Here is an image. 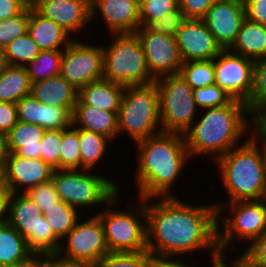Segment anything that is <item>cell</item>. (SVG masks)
Segmentation results:
<instances>
[{"label": "cell", "mask_w": 266, "mask_h": 267, "mask_svg": "<svg viewBox=\"0 0 266 267\" xmlns=\"http://www.w3.org/2000/svg\"><path fill=\"white\" fill-rule=\"evenodd\" d=\"M62 54L63 50H41L25 67L31 83L60 75Z\"/></svg>", "instance_id": "30"}, {"label": "cell", "mask_w": 266, "mask_h": 267, "mask_svg": "<svg viewBox=\"0 0 266 267\" xmlns=\"http://www.w3.org/2000/svg\"><path fill=\"white\" fill-rule=\"evenodd\" d=\"M245 18L243 0H216L202 20L222 49L227 50L236 41Z\"/></svg>", "instance_id": "16"}, {"label": "cell", "mask_w": 266, "mask_h": 267, "mask_svg": "<svg viewBox=\"0 0 266 267\" xmlns=\"http://www.w3.org/2000/svg\"><path fill=\"white\" fill-rule=\"evenodd\" d=\"M124 89V85L102 78L80 88L78 100L85 105L118 113Z\"/></svg>", "instance_id": "24"}, {"label": "cell", "mask_w": 266, "mask_h": 267, "mask_svg": "<svg viewBox=\"0 0 266 267\" xmlns=\"http://www.w3.org/2000/svg\"><path fill=\"white\" fill-rule=\"evenodd\" d=\"M0 267H42V264L0 265Z\"/></svg>", "instance_id": "60"}, {"label": "cell", "mask_w": 266, "mask_h": 267, "mask_svg": "<svg viewBox=\"0 0 266 267\" xmlns=\"http://www.w3.org/2000/svg\"><path fill=\"white\" fill-rule=\"evenodd\" d=\"M25 194L38 205L43 214L46 210L54 207L55 203L60 200L52 179L48 182L31 187Z\"/></svg>", "instance_id": "41"}, {"label": "cell", "mask_w": 266, "mask_h": 267, "mask_svg": "<svg viewBox=\"0 0 266 267\" xmlns=\"http://www.w3.org/2000/svg\"><path fill=\"white\" fill-rule=\"evenodd\" d=\"M90 10L91 20L100 15L109 34L135 33L141 26L137 0H90Z\"/></svg>", "instance_id": "19"}, {"label": "cell", "mask_w": 266, "mask_h": 267, "mask_svg": "<svg viewBox=\"0 0 266 267\" xmlns=\"http://www.w3.org/2000/svg\"><path fill=\"white\" fill-rule=\"evenodd\" d=\"M18 122L17 105L0 102V134L6 135Z\"/></svg>", "instance_id": "48"}, {"label": "cell", "mask_w": 266, "mask_h": 267, "mask_svg": "<svg viewBox=\"0 0 266 267\" xmlns=\"http://www.w3.org/2000/svg\"><path fill=\"white\" fill-rule=\"evenodd\" d=\"M83 218L81 217L75 227L61 240L57 255L70 261L95 264L109 253L104 228L96 214L88 219L83 215Z\"/></svg>", "instance_id": "12"}, {"label": "cell", "mask_w": 266, "mask_h": 267, "mask_svg": "<svg viewBox=\"0 0 266 267\" xmlns=\"http://www.w3.org/2000/svg\"><path fill=\"white\" fill-rule=\"evenodd\" d=\"M54 169L40 158H25L8 153L4 169L8 193H25L31 187L52 179ZM24 186V188H21ZM24 189V190H23ZM21 190V191H20Z\"/></svg>", "instance_id": "18"}, {"label": "cell", "mask_w": 266, "mask_h": 267, "mask_svg": "<svg viewBox=\"0 0 266 267\" xmlns=\"http://www.w3.org/2000/svg\"><path fill=\"white\" fill-rule=\"evenodd\" d=\"M200 111L196 118L198 121L195 120L183 134L191 159L209 155V159L215 162L241 145L240 140L243 141L255 122L247 105L238 100H233L229 105Z\"/></svg>", "instance_id": "3"}, {"label": "cell", "mask_w": 266, "mask_h": 267, "mask_svg": "<svg viewBox=\"0 0 266 267\" xmlns=\"http://www.w3.org/2000/svg\"><path fill=\"white\" fill-rule=\"evenodd\" d=\"M0 196H8V191L5 185L4 170H0Z\"/></svg>", "instance_id": "59"}, {"label": "cell", "mask_w": 266, "mask_h": 267, "mask_svg": "<svg viewBox=\"0 0 266 267\" xmlns=\"http://www.w3.org/2000/svg\"><path fill=\"white\" fill-rule=\"evenodd\" d=\"M155 83L159 93L162 131L184 134L196 120L198 111L200 113L195 103L194 89L180 74L159 77Z\"/></svg>", "instance_id": "11"}, {"label": "cell", "mask_w": 266, "mask_h": 267, "mask_svg": "<svg viewBox=\"0 0 266 267\" xmlns=\"http://www.w3.org/2000/svg\"><path fill=\"white\" fill-rule=\"evenodd\" d=\"M32 83L25 67L9 65L0 74V102L17 103L31 94Z\"/></svg>", "instance_id": "28"}, {"label": "cell", "mask_w": 266, "mask_h": 267, "mask_svg": "<svg viewBox=\"0 0 266 267\" xmlns=\"http://www.w3.org/2000/svg\"><path fill=\"white\" fill-rule=\"evenodd\" d=\"M254 60L223 50L214 59L215 84L234 100L246 103L253 84Z\"/></svg>", "instance_id": "15"}, {"label": "cell", "mask_w": 266, "mask_h": 267, "mask_svg": "<svg viewBox=\"0 0 266 267\" xmlns=\"http://www.w3.org/2000/svg\"><path fill=\"white\" fill-rule=\"evenodd\" d=\"M229 50L254 61L266 56V25L245 18L236 41Z\"/></svg>", "instance_id": "27"}, {"label": "cell", "mask_w": 266, "mask_h": 267, "mask_svg": "<svg viewBox=\"0 0 266 267\" xmlns=\"http://www.w3.org/2000/svg\"><path fill=\"white\" fill-rule=\"evenodd\" d=\"M186 19H202L216 0H178Z\"/></svg>", "instance_id": "45"}, {"label": "cell", "mask_w": 266, "mask_h": 267, "mask_svg": "<svg viewBox=\"0 0 266 267\" xmlns=\"http://www.w3.org/2000/svg\"><path fill=\"white\" fill-rule=\"evenodd\" d=\"M84 42V43H83ZM74 38L63 50L60 75L77 90L103 78V47Z\"/></svg>", "instance_id": "13"}, {"label": "cell", "mask_w": 266, "mask_h": 267, "mask_svg": "<svg viewBox=\"0 0 266 267\" xmlns=\"http://www.w3.org/2000/svg\"><path fill=\"white\" fill-rule=\"evenodd\" d=\"M18 121L36 124L42 127L44 104L29 94L22 97L17 103Z\"/></svg>", "instance_id": "43"}, {"label": "cell", "mask_w": 266, "mask_h": 267, "mask_svg": "<svg viewBox=\"0 0 266 267\" xmlns=\"http://www.w3.org/2000/svg\"><path fill=\"white\" fill-rule=\"evenodd\" d=\"M6 221L25 238L36 258L58 253L61 240L54 234L38 205L25 193H8Z\"/></svg>", "instance_id": "8"}, {"label": "cell", "mask_w": 266, "mask_h": 267, "mask_svg": "<svg viewBox=\"0 0 266 267\" xmlns=\"http://www.w3.org/2000/svg\"><path fill=\"white\" fill-rule=\"evenodd\" d=\"M30 9H24L20 14L0 20V47H5L17 37L23 36L28 31Z\"/></svg>", "instance_id": "36"}, {"label": "cell", "mask_w": 266, "mask_h": 267, "mask_svg": "<svg viewBox=\"0 0 266 267\" xmlns=\"http://www.w3.org/2000/svg\"><path fill=\"white\" fill-rule=\"evenodd\" d=\"M239 255L240 256L235 257L234 260L229 262L227 259H225L226 254H220V256L216 260H214L211 265L213 267H258L254 265L242 253H239ZM227 262H229L230 264H228Z\"/></svg>", "instance_id": "52"}, {"label": "cell", "mask_w": 266, "mask_h": 267, "mask_svg": "<svg viewBox=\"0 0 266 267\" xmlns=\"http://www.w3.org/2000/svg\"><path fill=\"white\" fill-rule=\"evenodd\" d=\"M46 220L53 229L54 234L63 238L75 227L78 220L83 217L81 213L71 205L59 200L55 206L44 213Z\"/></svg>", "instance_id": "31"}, {"label": "cell", "mask_w": 266, "mask_h": 267, "mask_svg": "<svg viewBox=\"0 0 266 267\" xmlns=\"http://www.w3.org/2000/svg\"><path fill=\"white\" fill-rule=\"evenodd\" d=\"M4 50L8 64L20 67H26L41 51L28 33L12 40L4 47Z\"/></svg>", "instance_id": "33"}, {"label": "cell", "mask_w": 266, "mask_h": 267, "mask_svg": "<svg viewBox=\"0 0 266 267\" xmlns=\"http://www.w3.org/2000/svg\"><path fill=\"white\" fill-rule=\"evenodd\" d=\"M182 258L180 256L159 255L146 250L145 267H195V265L186 263L189 259L185 261Z\"/></svg>", "instance_id": "47"}, {"label": "cell", "mask_w": 266, "mask_h": 267, "mask_svg": "<svg viewBox=\"0 0 266 267\" xmlns=\"http://www.w3.org/2000/svg\"><path fill=\"white\" fill-rule=\"evenodd\" d=\"M7 148L5 143L4 135L0 134V170L5 169L6 157H7Z\"/></svg>", "instance_id": "54"}, {"label": "cell", "mask_w": 266, "mask_h": 267, "mask_svg": "<svg viewBox=\"0 0 266 267\" xmlns=\"http://www.w3.org/2000/svg\"><path fill=\"white\" fill-rule=\"evenodd\" d=\"M222 211H228V214L221 216ZM220 219L222 220L219 221ZM221 227L224 229L221 230ZM265 230V199L223 203L217 209V246L220 254H225L227 250L232 249L230 245L234 240L247 241L248 247Z\"/></svg>", "instance_id": "10"}, {"label": "cell", "mask_w": 266, "mask_h": 267, "mask_svg": "<svg viewBox=\"0 0 266 267\" xmlns=\"http://www.w3.org/2000/svg\"><path fill=\"white\" fill-rule=\"evenodd\" d=\"M9 66L3 47H0V74Z\"/></svg>", "instance_id": "58"}, {"label": "cell", "mask_w": 266, "mask_h": 267, "mask_svg": "<svg viewBox=\"0 0 266 267\" xmlns=\"http://www.w3.org/2000/svg\"><path fill=\"white\" fill-rule=\"evenodd\" d=\"M8 196H0V225L6 222Z\"/></svg>", "instance_id": "55"}, {"label": "cell", "mask_w": 266, "mask_h": 267, "mask_svg": "<svg viewBox=\"0 0 266 267\" xmlns=\"http://www.w3.org/2000/svg\"><path fill=\"white\" fill-rule=\"evenodd\" d=\"M27 33L41 50H64L74 39L65 29L36 9L30 10Z\"/></svg>", "instance_id": "22"}, {"label": "cell", "mask_w": 266, "mask_h": 267, "mask_svg": "<svg viewBox=\"0 0 266 267\" xmlns=\"http://www.w3.org/2000/svg\"><path fill=\"white\" fill-rule=\"evenodd\" d=\"M120 191L96 215L104 228L109 252H143L147 250L145 199L137 197L136 203L120 211L114 206ZM117 201V202H116ZM116 202V203H115ZM114 209H113V208Z\"/></svg>", "instance_id": "6"}, {"label": "cell", "mask_w": 266, "mask_h": 267, "mask_svg": "<svg viewBox=\"0 0 266 267\" xmlns=\"http://www.w3.org/2000/svg\"><path fill=\"white\" fill-rule=\"evenodd\" d=\"M42 267H95L94 263L85 261H70L61 258L57 254L41 259Z\"/></svg>", "instance_id": "51"}, {"label": "cell", "mask_w": 266, "mask_h": 267, "mask_svg": "<svg viewBox=\"0 0 266 267\" xmlns=\"http://www.w3.org/2000/svg\"><path fill=\"white\" fill-rule=\"evenodd\" d=\"M95 267H145V251L109 252L95 263Z\"/></svg>", "instance_id": "40"}, {"label": "cell", "mask_w": 266, "mask_h": 267, "mask_svg": "<svg viewBox=\"0 0 266 267\" xmlns=\"http://www.w3.org/2000/svg\"><path fill=\"white\" fill-rule=\"evenodd\" d=\"M31 95L43 104L67 108L74 111L78 90L61 75L32 83Z\"/></svg>", "instance_id": "23"}, {"label": "cell", "mask_w": 266, "mask_h": 267, "mask_svg": "<svg viewBox=\"0 0 266 267\" xmlns=\"http://www.w3.org/2000/svg\"><path fill=\"white\" fill-rule=\"evenodd\" d=\"M175 38L183 62L214 60L223 51L202 19H186Z\"/></svg>", "instance_id": "17"}, {"label": "cell", "mask_w": 266, "mask_h": 267, "mask_svg": "<svg viewBox=\"0 0 266 267\" xmlns=\"http://www.w3.org/2000/svg\"><path fill=\"white\" fill-rule=\"evenodd\" d=\"M193 94L199 110L229 105L234 100L216 84L194 89Z\"/></svg>", "instance_id": "37"}, {"label": "cell", "mask_w": 266, "mask_h": 267, "mask_svg": "<svg viewBox=\"0 0 266 267\" xmlns=\"http://www.w3.org/2000/svg\"><path fill=\"white\" fill-rule=\"evenodd\" d=\"M40 143V159L48 163L53 169L60 170L62 129L46 130Z\"/></svg>", "instance_id": "38"}, {"label": "cell", "mask_w": 266, "mask_h": 267, "mask_svg": "<svg viewBox=\"0 0 266 267\" xmlns=\"http://www.w3.org/2000/svg\"><path fill=\"white\" fill-rule=\"evenodd\" d=\"M94 172L95 170L88 169H54L52 180L60 200L80 213L85 207L96 208L100 204L102 206L103 203H108L120 191V185L109 177Z\"/></svg>", "instance_id": "9"}, {"label": "cell", "mask_w": 266, "mask_h": 267, "mask_svg": "<svg viewBox=\"0 0 266 267\" xmlns=\"http://www.w3.org/2000/svg\"><path fill=\"white\" fill-rule=\"evenodd\" d=\"M80 140L79 128L71 125L62 129V144L60 150V170H80Z\"/></svg>", "instance_id": "35"}, {"label": "cell", "mask_w": 266, "mask_h": 267, "mask_svg": "<svg viewBox=\"0 0 266 267\" xmlns=\"http://www.w3.org/2000/svg\"><path fill=\"white\" fill-rule=\"evenodd\" d=\"M185 20L184 13L178 7L175 11L163 15L160 19L150 21L145 27L150 31L176 37L177 31Z\"/></svg>", "instance_id": "44"}, {"label": "cell", "mask_w": 266, "mask_h": 267, "mask_svg": "<svg viewBox=\"0 0 266 267\" xmlns=\"http://www.w3.org/2000/svg\"><path fill=\"white\" fill-rule=\"evenodd\" d=\"M255 127V128H254ZM250 135L247 136L257 147L261 155L262 167L266 177V132L263 131L255 122L251 127Z\"/></svg>", "instance_id": "50"}, {"label": "cell", "mask_w": 266, "mask_h": 267, "mask_svg": "<svg viewBox=\"0 0 266 267\" xmlns=\"http://www.w3.org/2000/svg\"><path fill=\"white\" fill-rule=\"evenodd\" d=\"M243 2L246 18L266 25V0H243Z\"/></svg>", "instance_id": "49"}, {"label": "cell", "mask_w": 266, "mask_h": 267, "mask_svg": "<svg viewBox=\"0 0 266 267\" xmlns=\"http://www.w3.org/2000/svg\"><path fill=\"white\" fill-rule=\"evenodd\" d=\"M245 104L254 118L266 107V56L254 61L252 89Z\"/></svg>", "instance_id": "34"}, {"label": "cell", "mask_w": 266, "mask_h": 267, "mask_svg": "<svg viewBox=\"0 0 266 267\" xmlns=\"http://www.w3.org/2000/svg\"><path fill=\"white\" fill-rule=\"evenodd\" d=\"M145 210L147 251L187 257L191 252L205 249L211 253L210 262L220 256L214 203L197 206L178 196L153 197L145 199Z\"/></svg>", "instance_id": "1"}, {"label": "cell", "mask_w": 266, "mask_h": 267, "mask_svg": "<svg viewBox=\"0 0 266 267\" xmlns=\"http://www.w3.org/2000/svg\"><path fill=\"white\" fill-rule=\"evenodd\" d=\"M72 125V113L60 106L44 104L42 128L45 130L67 129Z\"/></svg>", "instance_id": "42"}, {"label": "cell", "mask_w": 266, "mask_h": 267, "mask_svg": "<svg viewBox=\"0 0 266 267\" xmlns=\"http://www.w3.org/2000/svg\"><path fill=\"white\" fill-rule=\"evenodd\" d=\"M255 123L266 132V107L254 118Z\"/></svg>", "instance_id": "56"}, {"label": "cell", "mask_w": 266, "mask_h": 267, "mask_svg": "<svg viewBox=\"0 0 266 267\" xmlns=\"http://www.w3.org/2000/svg\"><path fill=\"white\" fill-rule=\"evenodd\" d=\"M36 10L74 38L91 22L90 0H42Z\"/></svg>", "instance_id": "20"}, {"label": "cell", "mask_w": 266, "mask_h": 267, "mask_svg": "<svg viewBox=\"0 0 266 267\" xmlns=\"http://www.w3.org/2000/svg\"><path fill=\"white\" fill-rule=\"evenodd\" d=\"M180 76L193 88H204L215 84L214 60L183 62Z\"/></svg>", "instance_id": "32"}, {"label": "cell", "mask_w": 266, "mask_h": 267, "mask_svg": "<svg viewBox=\"0 0 266 267\" xmlns=\"http://www.w3.org/2000/svg\"><path fill=\"white\" fill-rule=\"evenodd\" d=\"M45 131L39 125L18 121L4 136L7 152L30 159L40 158V142Z\"/></svg>", "instance_id": "25"}, {"label": "cell", "mask_w": 266, "mask_h": 267, "mask_svg": "<svg viewBox=\"0 0 266 267\" xmlns=\"http://www.w3.org/2000/svg\"><path fill=\"white\" fill-rule=\"evenodd\" d=\"M79 140L81 169L95 170L97 164H100V160L107 156L106 150L109 148L107 144L112 140L102 134L80 128Z\"/></svg>", "instance_id": "29"}, {"label": "cell", "mask_w": 266, "mask_h": 267, "mask_svg": "<svg viewBox=\"0 0 266 267\" xmlns=\"http://www.w3.org/2000/svg\"><path fill=\"white\" fill-rule=\"evenodd\" d=\"M178 7V0H141L139 2L141 26H146L150 21L160 19Z\"/></svg>", "instance_id": "39"}, {"label": "cell", "mask_w": 266, "mask_h": 267, "mask_svg": "<svg viewBox=\"0 0 266 267\" xmlns=\"http://www.w3.org/2000/svg\"><path fill=\"white\" fill-rule=\"evenodd\" d=\"M42 264L29 250L25 238L7 221L0 225V265Z\"/></svg>", "instance_id": "26"}, {"label": "cell", "mask_w": 266, "mask_h": 267, "mask_svg": "<svg viewBox=\"0 0 266 267\" xmlns=\"http://www.w3.org/2000/svg\"><path fill=\"white\" fill-rule=\"evenodd\" d=\"M241 145L218 158L215 163L228 200H217L218 209L223 203L262 200L266 197V177L258 147L246 136Z\"/></svg>", "instance_id": "4"}, {"label": "cell", "mask_w": 266, "mask_h": 267, "mask_svg": "<svg viewBox=\"0 0 266 267\" xmlns=\"http://www.w3.org/2000/svg\"><path fill=\"white\" fill-rule=\"evenodd\" d=\"M135 34L141 43L150 74L155 79L179 74L183 61L175 37L150 31L145 26H140Z\"/></svg>", "instance_id": "14"}, {"label": "cell", "mask_w": 266, "mask_h": 267, "mask_svg": "<svg viewBox=\"0 0 266 267\" xmlns=\"http://www.w3.org/2000/svg\"><path fill=\"white\" fill-rule=\"evenodd\" d=\"M246 249L243 255L258 267H266V230Z\"/></svg>", "instance_id": "46"}, {"label": "cell", "mask_w": 266, "mask_h": 267, "mask_svg": "<svg viewBox=\"0 0 266 267\" xmlns=\"http://www.w3.org/2000/svg\"><path fill=\"white\" fill-rule=\"evenodd\" d=\"M24 9L18 0H0V20L16 16Z\"/></svg>", "instance_id": "53"}, {"label": "cell", "mask_w": 266, "mask_h": 267, "mask_svg": "<svg viewBox=\"0 0 266 267\" xmlns=\"http://www.w3.org/2000/svg\"><path fill=\"white\" fill-rule=\"evenodd\" d=\"M134 146L138 152L133 180L139 191L137 197H177L172 187L191 159L183 134L162 131Z\"/></svg>", "instance_id": "2"}, {"label": "cell", "mask_w": 266, "mask_h": 267, "mask_svg": "<svg viewBox=\"0 0 266 267\" xmlns=\"http://www.w3.org/2000/svg\"><path fill=\"white\" fill-rule=\"evenodd\" d=\"M118 117V137L124 132L139 142L162 132L156 83L125 86Z\"/></svg>", "instance_id": "5"}, {"label": "cell", "mask_w": 266, "mask_h": 267, "mask_svg": "<svg viewBox=\"0 0 266 267\" xmlns=\"http://www.w3.org/2000/svg\"><path fill=\"white\" fill-rule=\"evenodd\" d=\"M18 2L25 8V9H36L42 2V0H18Z\"/></svg>", "instance_id": "57"}, {"label": "cell", "mask_w": 266, "mask_h": 267, "mask_svg": "<svg viewBox=\"0 0 266 267\" xmlns=\"http://www.w3.org/2000/svg\"><path fill=\"white\" fill-rule=\"evenodd\" d=\"M72 125L76 128L99 133L112 142L118 137V117L117 113L101 110L90 105L76 101L72 113Z\"/></svg>", "instance_id": "21"}, {"label": "cell", "mask_w": 266, "mask_h": 267, "mask_svg": "<svg viewBox=\"0 0 266 267\" xmlns=\"http://www.w3.org/2000/svg\"><path fill=\"white\" fill-rule=\"evenodd\" d=\"M112 40L103 47V79L128 85L155 82L147 67L141 43L135 33L109 34Z\"/></svg>", "instance_id": "7"}]
</instances>
